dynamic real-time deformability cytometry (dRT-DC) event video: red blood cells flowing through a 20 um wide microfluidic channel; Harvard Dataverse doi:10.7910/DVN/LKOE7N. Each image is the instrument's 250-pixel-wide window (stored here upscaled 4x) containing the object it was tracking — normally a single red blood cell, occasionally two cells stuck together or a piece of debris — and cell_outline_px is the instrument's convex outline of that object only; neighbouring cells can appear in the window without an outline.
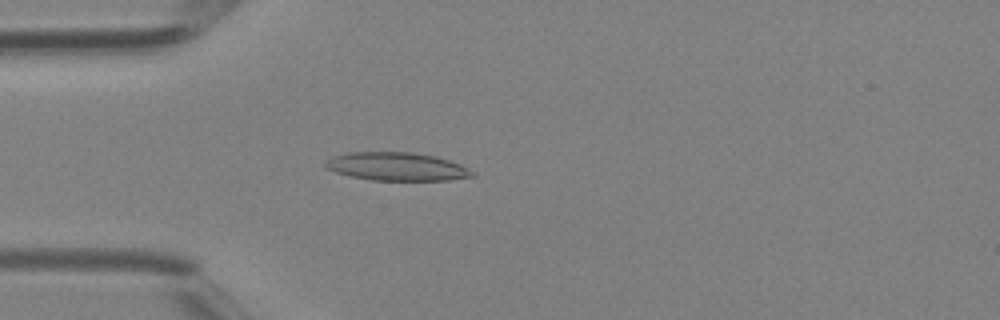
{"species": "Egyptian fruit bat (a non-hibernating species)", "species_latin": "Rousettus aegyptiacus", "temperature_condition": "room temperature", "stored_images_in_passage": 37, "camera_frame_rate_fps": 3000, "um_per_image_px": 0.085, "animal": {"sex": "female"}, "frame": {"image": 1, "passage_image": 7, "time_ms": 2.0, "image_size_px": [1000, 320], "cell_outline_px": [[476, 176], [448, 180], [372, 180], [352, 176], [336, 172], [328, 168], [324, 164], [324, 160], [332, 156], [348, 152], [408, 152], [436, 156], [460, 164], [476, 172]], "centroid_in_image_um": [33.74, 14.15], "position_along_channel_um": 51.3, "area_um2": 24.16}}
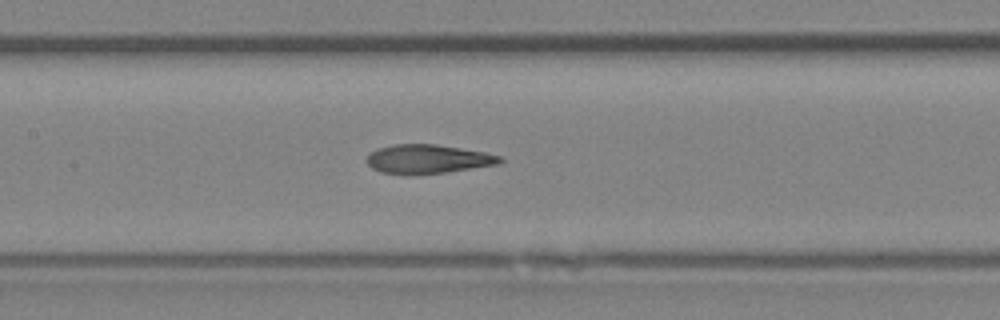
{"frame": {"image": 2, "passage_image": 15, "time_ms": 4.667, "image_size_px": [1000, 320], "cell_outline_px": [[504, 160], [500, 164], [448, 172], [380, 172], [372, 168], [364, 160], [372, 152], [380, 148], [396, 144], [436, 144], [484, 152], [504, 156]], "centroid_in_image_um": [36.45, 13.49], "position_along_channel_um": 170.9, "area_um2": 21.85}}
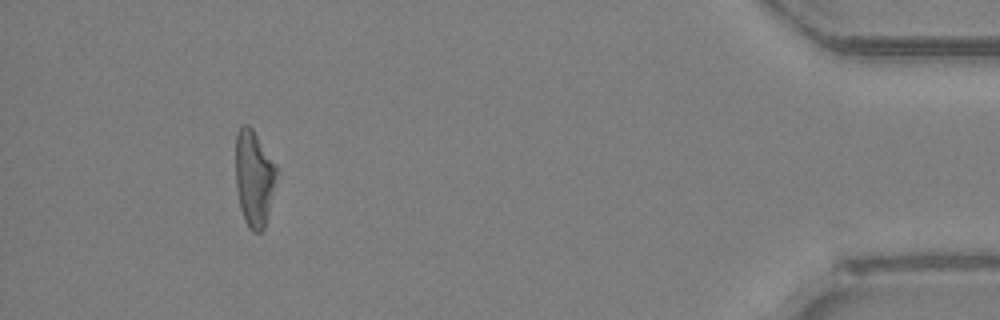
{"frame": {"image": 3, "passage_image": 34, "time_ms": 11.0, "image_size_px": [1000, 320], "cell_outline_px": [[276, 176], [268, 212], [264, 228], [260, 232], [252, 232], [248, 228], [244, 220], [240, 208], [236, 188], [236, 132], [240, 124], [248, 124], [252, 128], [276, 164]], "centroid_in_image_um": [21.56, 15.12], "position_along_channel_um": 413.6, "area_um2": 22.83}}